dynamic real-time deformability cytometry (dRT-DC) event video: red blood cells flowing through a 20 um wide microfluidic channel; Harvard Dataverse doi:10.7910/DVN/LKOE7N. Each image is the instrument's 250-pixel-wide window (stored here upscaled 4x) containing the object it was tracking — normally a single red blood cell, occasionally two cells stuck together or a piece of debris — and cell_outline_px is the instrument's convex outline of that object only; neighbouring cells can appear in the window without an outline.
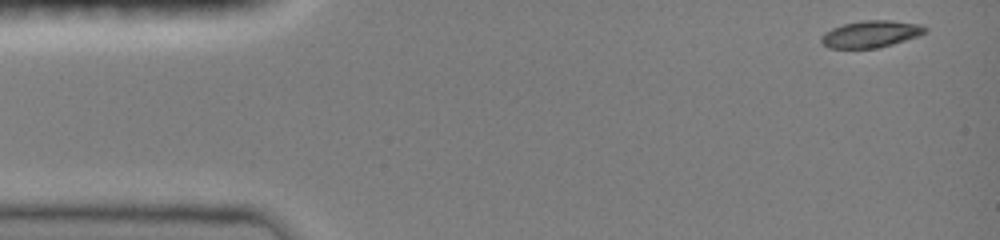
{"species": "common noctule bat (a hibernating species)", "species_latin": "Nyctalus noctula", "temperature_condition": "room temperature", "stored_images_in_passage": 4, "camera_frame_rate_fps": 3000, "um_per_image_px": 0.085, "animal": {"sex": "female", "body_mass_g": 19.0, "forearm_length_mm": 51.5}, "frame": {"image": 1, "passage_image": 1, "time_ms": 0.0, "image_size_px": [1000, 240], "cell_outline_px": [[928, 32], [892, 44], [876, 48], [828, 48], [820, 40], [820, 36], [824, 32], [832, 28], [844, 24], [864, 20], [888, 20], [920, 24], [928, 28]], "centroid_in_image_um": [74.01, 2.89], "position_along_channel_um": 11.0, "area_um2": 16.18}}
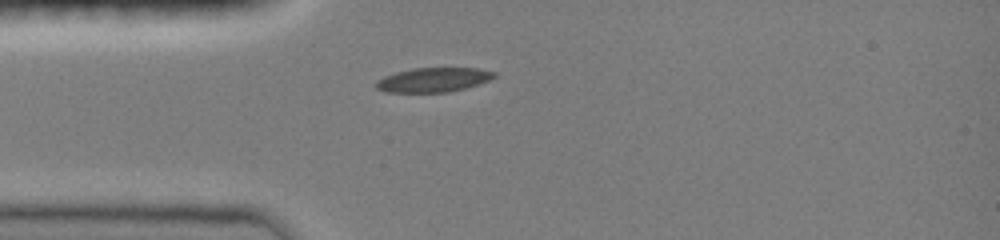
{"frame": {"image": 2, "passage_image": 4, "time_ms": 3.333, "image_size_px": [1000, 240], "cell_outline_px": [[496, 76], [488, 80], [464, 88], [448, 92], [384, 92], [376, 88], [376, 80], [384, 76], [396, 72], [412, 68], [476, 68], [496, 72]], "centroid_in_image_um": [36.79, 6.78], "position_along_channel_um": 48.2, "area_um2": 16.65}}